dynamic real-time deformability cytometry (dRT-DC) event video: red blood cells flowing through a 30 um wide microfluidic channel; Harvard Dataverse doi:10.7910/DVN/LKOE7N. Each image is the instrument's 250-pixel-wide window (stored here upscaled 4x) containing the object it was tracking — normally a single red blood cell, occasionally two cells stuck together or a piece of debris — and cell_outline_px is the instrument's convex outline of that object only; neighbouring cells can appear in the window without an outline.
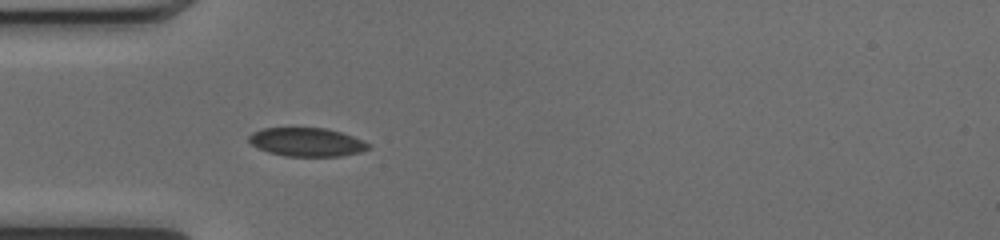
{"species": "common noctule bat (a hibernating species)", "species_latin": "Nyctalus noctula", "temperature_condition": "cold", "stored_images_in_passage": 36, "camera_frame_rate_fps": 3000, "um_per_image_px": 0.085, "animal": {"sex": "female", "body_mass_g": 17.0, "forearm_length_mm": 48.0}, "frame": {"image": 1, "passage_image": 1, "time_ms": 0.0, "image_size_px": [1000, 240], "cell_outline_px": [[372, 148], [360, 152], [340, 156], [284, 156], [268, 152], [252, 144], [248, 140], [248, 136], [252, 132], [264, 128], [324, 128], [340, 132], [352, 136], [372, 144]], "centroid_in_image_um": [26.1, 12.08], "position_along_channel_um": 58.9, "area_um2": 19.88}}
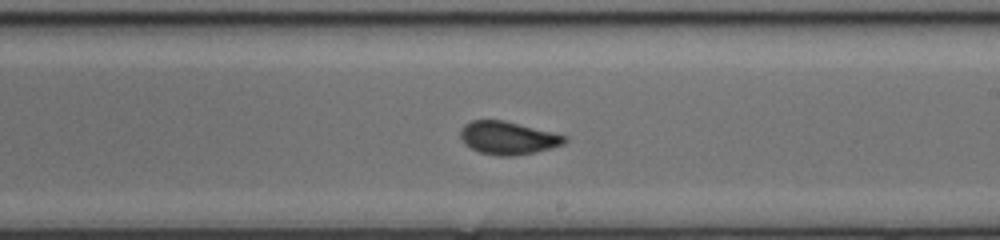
{"frame": {"image": 2, "passage_image": 15, "time_ms": 4.667, "image_size_px": [1000, 240], "cell_outline_px": [[568, 140], [564, 144], [552, 148], [536, 152], [512, 156], [496, 156], [480, 152], [464, 144], [460, 136], [460, 128], [464, 124], [472, 120], [504, 120], [568, 136]], "centroid_in_image_um": [43.18, 11.72], "position_along_channel_um": 245.8, "area_um2": 20.17}}
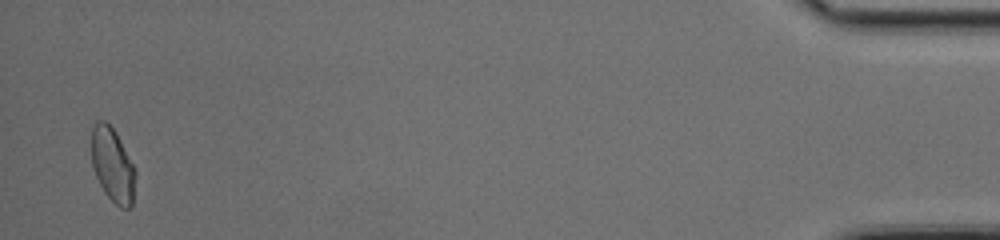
{"frame": {"image": 3, "passage_image": 35, "time_ms": 11.333, "image_size_px": [1000, 240], "cell_outline_px": [[136, 172], [132, 208], [120, 208], [104, 192], [96, 176], [92, 164], [92, 124], [96, 120], [104, 120], [116, 132], [136, 168]], "centroid_in_image_um": [9.59, 14.02], "position_along_channel_um": 425.6, "area_um2": 19.13}, "authors_computed_cell_mechanics": {"area_um2": 19.8254, "velocity_mm_per_s": 4.07, "shape_relaxation_time_tau1_ms": null, "shape_relaxation_time_tau2_ms": 0.517, "deformation_change_tau1": null, "deformation_change_tau2": 0.0438}}